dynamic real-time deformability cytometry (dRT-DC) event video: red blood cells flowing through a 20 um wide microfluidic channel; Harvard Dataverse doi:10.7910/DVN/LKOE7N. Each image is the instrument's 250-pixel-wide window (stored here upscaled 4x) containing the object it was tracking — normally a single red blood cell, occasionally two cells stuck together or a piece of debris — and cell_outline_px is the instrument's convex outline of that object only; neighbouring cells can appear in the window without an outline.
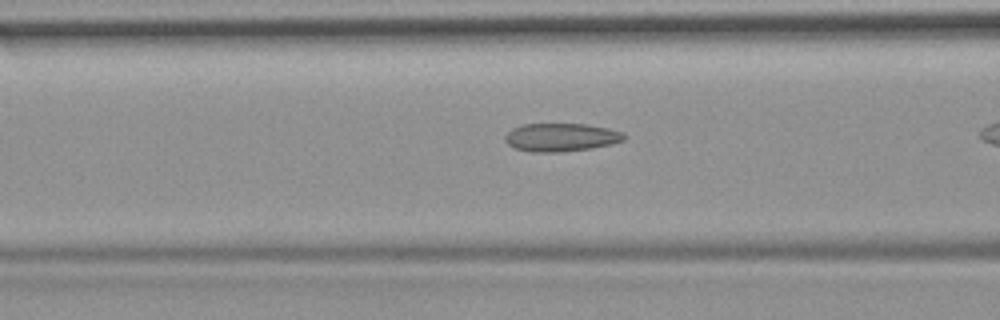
{"species": "common noctule bat (a hibernating species)", "species_latin": "Nyctalus noctula", "temperature_condition": "room temperature", "stored_images_in_passage": 30, "camera_frame_rate_fps": 3000, "um_per_image_px": 0.085, "animal": {"sex": "female", "body_mass_g": 19.9}, "frame": {"image": 1, "passage_image": 9, "time_ms": 2.667, "image_size_px": [1000, 320], "cell_outline_px": [[628, 136], [624, 140], [612, 144], [592, 148], [560, 152], [532, 152], [516, 148], [508, 144], [504, 140], [504, 136], [512, 128], [524, 124], [588, 124], [608, 128], [624, 132]], "centroid_in_image_um": [47.72, 11.67], "position_along_channel_um": 118.9, "area_um2": 19.71}}
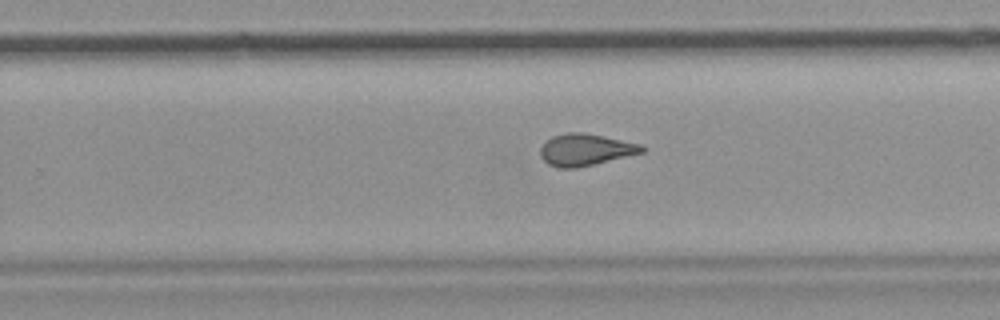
{"frame": {"image": 2, "passage_image": 22, "time_ms": 7.0, "image_size_px": [1000, 320], "cell_outline_px": [[644, 152], [576, 168], [556, 168], [548, 164], [540, 156], [540, 148], [552, 136], [568, 132], [584, 132], [640, 144], [644, 148]], "centroid_in_image_um": [49.72, 12.73], "position_along_channel_um": 280.1, "area_um2": 18.61}}